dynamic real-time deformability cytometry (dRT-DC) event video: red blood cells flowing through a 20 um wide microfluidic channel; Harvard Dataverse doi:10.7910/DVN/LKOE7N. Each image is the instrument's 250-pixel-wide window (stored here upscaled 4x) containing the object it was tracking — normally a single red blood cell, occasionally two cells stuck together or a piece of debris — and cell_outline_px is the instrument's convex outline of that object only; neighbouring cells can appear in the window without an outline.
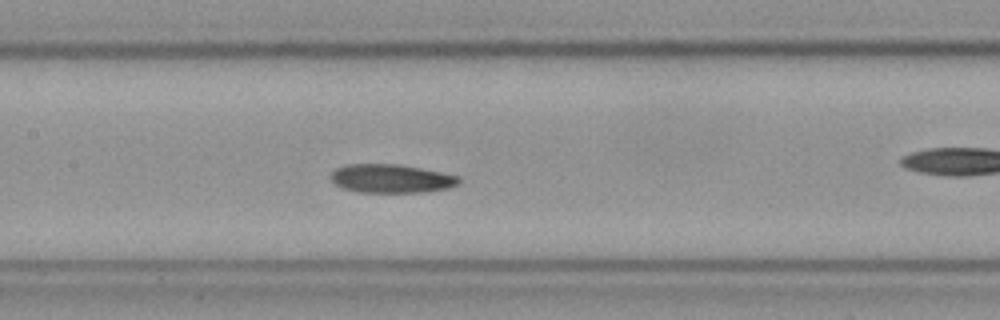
{"species": "Egyptian fruit bat (a non-hibernating species)", "species_latin": "Rousettus aegyptiacus", "temperature_condition": "cold", "stored_images_in_passage": 54, "camera_frame_rate_fps": 3000, "um_per_image_px": 0.085, "frame": {"image": 1, "passage_image": 24, "time_ms": 7.667, "image_size_px": [1000, 320], "cell_outline_px": [[460, 180], [456, 184], [448, 188], [424, 192], [356, 192], [344, 188], [336, 184], [332, 180], [332, 172], [336, 168], [348, 164], [396, 164], [420, 168], [460, 176]], "centroid_in_image_um": [33.25, 15.18], "position_along_channel_um": 174.1, "area_um2": 21.1}}
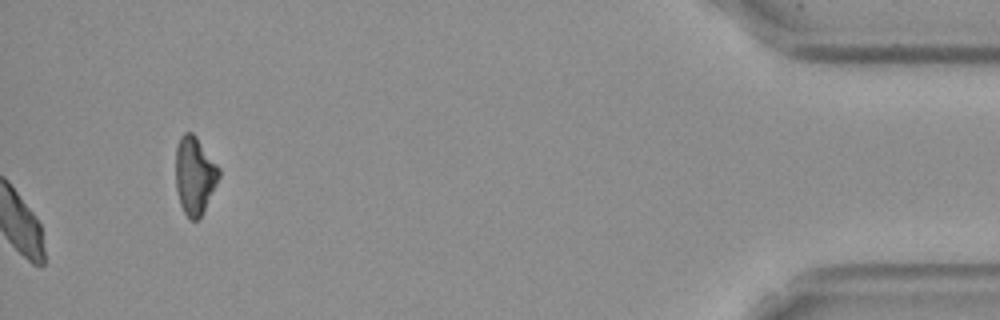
{"frame": {"image": 2, "passage_image": 54, "time_ms": 17.667, "image_size_px": [1000, 320], "cell_outline_px": [[220, 176], [200, 216], [196, 220], [192, 220], [184, 212], [180, 204], [176, 188], [176, 148], [180, 136], [184, 132], [192, 132], [196, 136], [220, 168]], "centroid_in_image_um": [16.53, 14.86], "position_along_channel_um": 418.7, "area_um2": 19.31}, "authors_computed_cell_mechanics": {"area_um2": 21.2126, "velocity_mm_per_s": 3.5546, "shape_relaxation_time_tau1_ms": null, "shape_relaxation_time_tau2_ms": 4.3134, "deformation_change_tau1": null, "deformation_change_tau2": 0.0959}}